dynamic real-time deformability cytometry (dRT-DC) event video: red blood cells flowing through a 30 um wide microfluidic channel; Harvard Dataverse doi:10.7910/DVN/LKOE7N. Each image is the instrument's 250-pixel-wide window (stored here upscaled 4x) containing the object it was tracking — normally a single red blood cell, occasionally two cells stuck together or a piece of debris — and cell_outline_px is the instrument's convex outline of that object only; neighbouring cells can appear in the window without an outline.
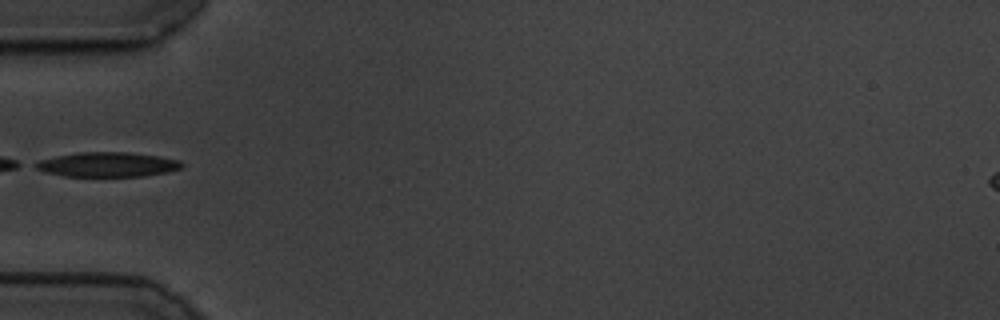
{"species": "common noctule bat (a hibernating species)", "species_latin": "Nyctalus noctula", "temperature_condition": "cold", "stored_images_in_passage": 38, "camera_frame_rate_fps": 3000, "um_per_image_px": 0.085, "animal": {"sex": "male", "body_mass_g": 19.5, "forearm_length_mm": 54.6}, "frame": {"image": 1, "passage_image": 1, "time_ms": 0.0, "image_size_px": [1000, 320], "cell_outline_px": [[184, 164], [180, 168], [168, 172], [144, 176], [64, 176], [44, 172], [36, 168], [32, 164], [40, 160], [56, 156], [76, 152], [128, 152], [160, 156], [180, 160]], "centroid_in_image_um": [9.14, 13.98], "position_along_channel_um": 75.9, "area_um2": 21.1}}